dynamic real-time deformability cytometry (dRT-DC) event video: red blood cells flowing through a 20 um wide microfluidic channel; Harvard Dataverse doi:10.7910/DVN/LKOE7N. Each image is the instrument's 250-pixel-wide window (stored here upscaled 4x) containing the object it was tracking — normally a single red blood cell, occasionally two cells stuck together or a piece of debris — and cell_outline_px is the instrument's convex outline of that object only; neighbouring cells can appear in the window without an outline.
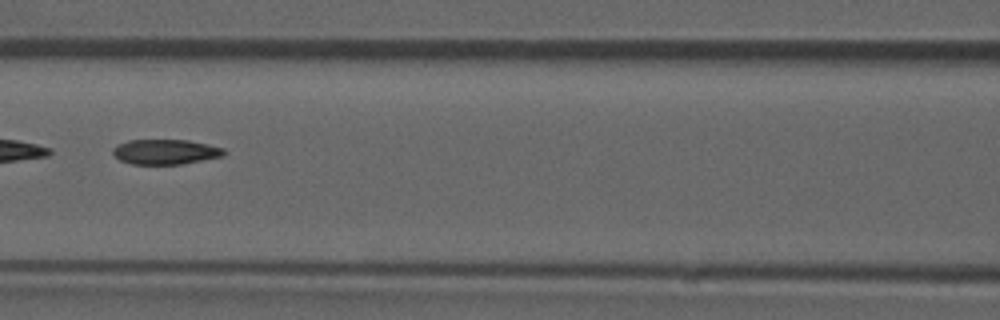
{"species": "common noctule bat (a hibernating species)", "species_latin": "Nyctalus noctula", "temperature_condition": "room temperature", "stored_images_in_passage": 9, "camera_frame_rate_fps": 3000, "um_per_image_px": 0.085, "animal": {"sex": "male", "forearm_length_mm": 52.5}, "frame": {"image": 1, "passage_image": 7, "time_ms": 2.0, "image_size_px": [1000, 320], "cell_outline_px": [[228, 152], [224, 156], [180, 164], [132, 164], [120, 160], [112, 152], [112, 148], [116, 144], [128, 140], [188, 140], [208, 144], [224, 148]], "centroid_in_image_um": [14.07, 12.9], "position_along_channel_um": 152.5, "area_um2": 16.3}}